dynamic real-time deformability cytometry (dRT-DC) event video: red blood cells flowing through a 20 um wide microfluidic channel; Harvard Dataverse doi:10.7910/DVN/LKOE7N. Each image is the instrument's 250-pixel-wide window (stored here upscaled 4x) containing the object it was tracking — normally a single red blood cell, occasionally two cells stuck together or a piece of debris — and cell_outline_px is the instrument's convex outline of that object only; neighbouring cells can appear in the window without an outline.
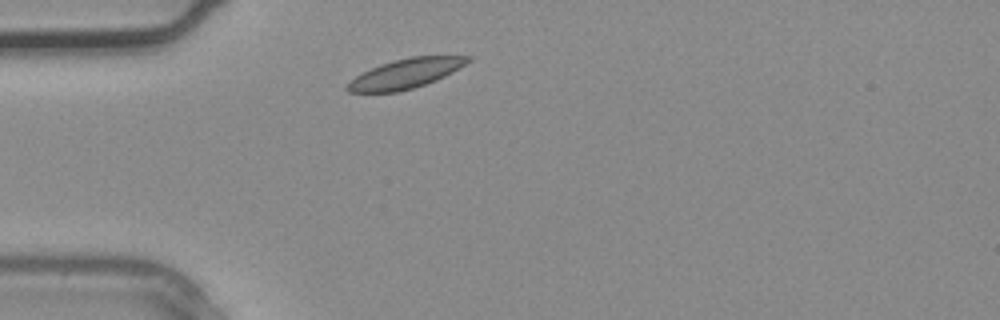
{"species": "common noctule bat (a hibernating species)", "species_latin": "Nyctalus noctula", "temperature_condition": "warm", "stored_images_in_passage": 5, "camera_frame_rate_fps": 3000, "um_per_image_px": 0.085, "animal": {"sex": "male", "body_mass_g": 20.4}, "frame": {"image": 1, "passage_image": 5, "time_ms": 1.333, "image_size_px": [1000, 320], "cell_outline_px": [[472, 60], [452, 72], [436, 80], [412, 88], [396, 92], [348, 92], [344, 88], [356, 76], [380, 64], [392, 60], [412, 56], [472, 56]], "centroid_in_image_um": [34.48, 6.24], "position_along_channel_um": 50.5, "area_um2": 20.52}}